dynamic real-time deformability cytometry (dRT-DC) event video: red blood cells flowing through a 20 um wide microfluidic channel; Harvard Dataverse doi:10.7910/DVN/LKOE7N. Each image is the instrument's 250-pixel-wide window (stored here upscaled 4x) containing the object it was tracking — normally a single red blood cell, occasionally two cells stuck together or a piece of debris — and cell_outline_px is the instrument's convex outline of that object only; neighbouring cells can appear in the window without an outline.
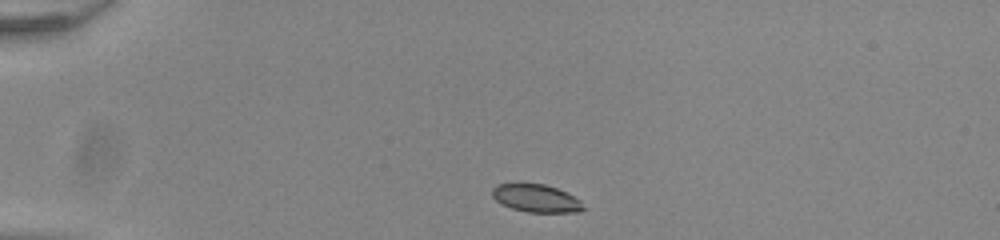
{"species": "common noctule bat (a hibernating species)", "species_latin": "Nyctalus noctula", "temperature_condition": "room temperature", "stored_images_in_passage": 42, "camera_frame_rate_fps": 3000, "um_per_image_px": 0.085, "animal": {"sex": "male", "body_mass_g": 20.0, "forearm_length_mm": 53.3}, "frame": {"image": 1, "passage_image": 1, "time_ms": 0.0, "image_size_px": [1000, 240], "cell_outline_px": [[588, 208], [580, 212], [528, 212], [512, 208], [500, 204], [492, 196], [492, 188], [496, 184], [516, 180], [544, 184], [556, 188], [580, 200]], "centroid_in_image_um": [45.52, 16.81], "position_along_channel_um": 39.5, "area_um2": 15.43}}
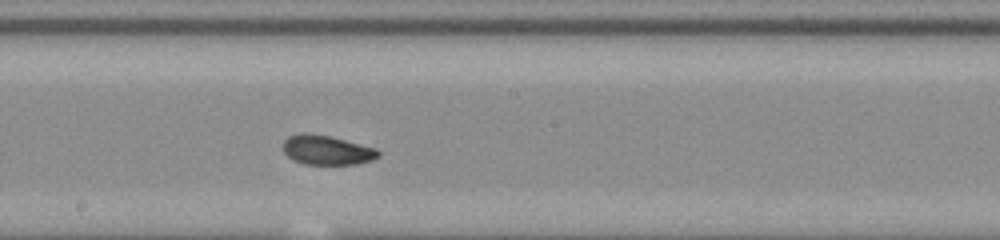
{"frame": {"image": 2, "passage_image": 19, "time_ms": 6.0, "image_size_px": [1000, 240], "cell_outline_px": [[380, 156], [372, 160], [356, 164], [304, 164], [292, 160], [284, 152], [284, 140], [288, 136], [304, 132], [332, 136], [376, 148], [380, 152]], "centroid_in_image_um": [27.79, 12.75], "position_along_channel_um": 220.4, "area_um2": 16.47}}
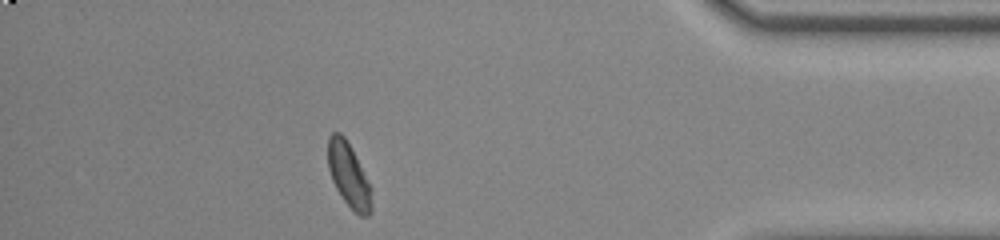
{"frame": {"image": 3, "passage_image": 36, "time_ms": 11.667, "image_size_px": [1000, 240], "cell_outline_px": [[372, 212], [368, 216], [360, 216], [344, 200], [336, 188], [332, 180], [328, 168], [328, 136], [332, 132], [340, 132], [344, 136], [352, 148], [372, 188]], "centroid_in_image_um": [29.66, 14.87], "position_along_channel_um": 405.5, "area_um2": 16.42}, "authors_computed_cell_mechanics": {"area_um2": 16.1262, "velocity_mm_per_s": 3.8882, "shape_relaxation_time_tau1_ms": 5.0902, "shape_relaxation_time_tau2_ms": 1.455, "deformation_change_tau1": 0.149, "deformation_change_tau2": 0.0541}}